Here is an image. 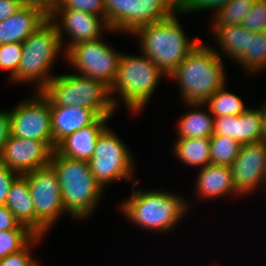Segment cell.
Instances as JSON below:
<instances>
[{"mask_svg":"<svg viewBox=\"0 0 266 266\" xmlns=\"http://www.w3.org/2000/svg\"><path fill=\"white\" fill-rule=\"evenodd\" d=\"M52 10H80L106 20L104 0H60Z\"/></svg>","mask_w":266,"mask_h":266,"instance_id":"30","label":"cell"},{"mask_svg":"<svg viewBox=\"0 0 266 266\" xmlns=\"http://www.w3.org/2000/svg\"><path fill=\"white\" fill-rule=\"evenodd\" d=\"M18 176L19 174L0 163V205H5L10 187Z\"/></svg>","mask_w":266,"mask_h":266,"instance_id":"36","label":"cell"},{"mask_svg":"<svg viewBox=\"0 0 266 266\" xmlns=\"http://www.w3.org/2000/svg\"><path fill=\"white\" fill-rule=\"evenodd\" d=\"M255 0H229L215 12L211 26L239 25L253 7Z\"/></svg>","mask_w":266,"mask_h":266,"instance_id":"28","label":"cell"},{"mask_svg":"<svg viewBox=\"0 0 266 266\" xmlns=\"http://www.w3.org/2000/svg\"><path fill=\"white\" fill-rule=\"evenodd\" d=\"M163 76L165 74L149 57L122 54L115 81L110 88L111 97L119 92L128 110L135 114L151 99Z\"/></svg>","mask_w":266,"mask_h":266,"instance_id":"7","label":"cell"},{"mask_svg":"<svg viewBox=\"0 0 266 266\" xmlns=\"http://www.w3.org/2000/svg\"><path fill=\"white\" fill-rule=\"evenodd\" d=\"M48 18L49 12L43 6L25 3L14 15L0 22V45L23 43Z\"/></svg>","mask_w":266,"mask_h":266,"instance_id":"16","label":"cell"},{"mask_svg":"<svg viewBox=\"0 0 266 266\" xmlns=\"http://www.w3.org/2000/svg\"><path fill=\"white\" fill-rule=\"evenodd\" d=\"M60 0H24L25 3L38 4L43 6L48 12H50Z\"/></svg>","mask_w":266,"mask_h":266,"instance_id":"40","label":"cell"},{"mask_svg":"<svg viewBox=\"0 0 266 266\" xmlns=\"http://www.w3.org/2000/svg\"><path fill=\"white\" fill-rule=\"evenodd\" d=\"M241 146L233 138L212 135L210 137L211 164L231 167L239 154Z\"/></svg>","mask_w":266,"mask_h":266,"instance_id":"27","label":"cell"},{"mask_svg":"<svg viewBox=\"0 0 266 266\" xmlns=\"http://www.w3.org/2000/svg\"><path fill=\"white\" fill-rule=\"evenodd\" d=\"M221 51L225 52L232 60H238L247 50L249 36L252 31L247 30L241 24L228 26H212Z\"/></svg>","mask_w":266,"mask_h":266,"instance_id":"22","label":"cell"},{"mask_svg":"<svg viewBox=\"0 0 266 266\" xmlns=\"http://www.w3.org/2000/svg\"><path fill=\"white\" fill-rule=\"evenodd\" d=\"M237 62L250 73L260 72L266 68V31L252 32V36H249L248 50Z\"/></svg>","mask_w":266,"mask_h":266,"instance_id":"25","label":"cell"},{"mask_svg":"<svg viewBox=\"0 0 266 266\" xmlns=\"http://www.w3.org/2000/svg\"><path fill=\"white\" fill-rule=\"evenodd\" d=\"M56 148L53 142L10 135L0 154V163L19 175L50 165Z\"/></svg>","mask_w":266,"mask_h":266,"instance_id":"13","label":"cell"},{"mask_svg":"<svg viewBox=\"0 0 266 266\" xmlns=\"http://www.w3.org/2000/svg\"><path fill=\"white\" fill-rule=\"evenodd\" d=\"M65 54L71 67L80 75L100 80L111 88L122 55L119 51L112 49L100 38L74 44Z\"/></svg>","mask_w":266,"mask_h":266,"instance_id":"11","label":"cell"},{"mask_svg":"<svg viewBox=\"0 0 266 266\" xmlns=\"http://www.w3.org/2000/svg\"><path fill=\"white\" fill-rule=\"evenodd\" d=\"M176 11L158 23L138 27L132 34L140 39L142 54L149 57L168 77L200 42L189 40Z\"/></svg>","mask_w":266,"mask_h":266,"instance_id":"3","label":"cell"},{"mask_svg":"<svg viewBox=\"0 0 266 266\" xmlns=\"http://www.w3.org/2000/svg\"><path fill=\"white\" fill-rule=\"evenodd\" d=\"M110 31L132 34L138 27L158 23L178 11V0H104Z\"/></svg>","mask_w":266,"mask_h":266,"instance_id":"8","label":"cell"},{"mask_svg":"<svg viewBox=\"0 0 266 266\" xmlns=\"http://www.w3.org/2000/svg\"><path fill=\"white\" fill-rule=\"evenodd\" d=\"M50 165L58 176L65 213L73 219H86L99 204L104 190L92 175L88 161L66 157L54 150Z\"/></svg>","mask_w":266,"mask_h":266,"instance_id":"2","label":"cell"},{"mask_svg":"<svg viewBox=\"0 0 266 266\" xmlns=\"http://www.w3.org/2000/svg\"><path fill=\"white\" fill-rule=\"evenodd\" d=\"M49 18L55 22L62 44L63 33L70 35L71 40L67 43L65 52L79 42L100 39L103 29L111 30L104 18L80 10H51ZM58 18L60 21L55 20Z\"/></svg>","mask_w":266,"mask_h":266,"instance_id":"15","label":"cell"},{"mask_svg":"<svg viewBox=\"0 0 266 266\" xmlns=\"http://www.w3.org/2000/svg\"><path fill=\"white\" fill-rule=\"evenodd\" d=\"M262 107L246 108L236 115L235 140L241 145L261 142Z\"/></svg>","mask_w":266,"mask_h":266,"instance_id":"24","label":"cell"},{"mask_svg":"<svg viewBox=\"0 0 266 266\" xmlns=\"http://www.w3.org/2000/svg\"><path fill=\"white\" fill-rule=\"evenodd\" d=\"M35 205V234L43 236L62 212V194L56 171L51 165L24 174Z\"/></svg>","mask_w":266,"mask_h":266,"instance_id":"9","label":"cell"},{"mask_svg":"<svg viewBox=\"0 0 266 266\" xmlns=\"http://www.w3.org/2000/svg\"><path fill=\"white\" fill-rule=\"evenodd\" d=\"M42 236L36 235L23 249L0 259V266H37L38 261L30 254V247L38 243ZM35 242V243H34Z\"/></svg>","mask_w":266,"mask_h":266,"instance_id":"33","label":"cell"},{"mask_svg":"<svg viewBox=\"0 0 266 266\" xmlns=\"http://www.w3.org/2000/svg\"><path fill=\"white\" fill-rule=\"evenodd\" d=\"M108 119L110 117H99L92 125L68 135L56 146L55 150L66 157L89 161L99 135L107 127Z\"/></svg>","mask_w":266,"mask_h":266,"instance_id":"18","label":"cell"},{"mask_svg":"<svg viewBox=\"0 0 266 266\" xmlns=\"http://www.w3.org/2000/svg\"><path fill=\"white\" fill-rule=\"evenodd\" d=\"M41 92L50 106L85 107L93 109L100 117H112L117 106L109 86L80 74L54 76Z\"/></svg>","mask_w":266,"mask_h":266,"instance_id":"4","label":"cell"},{"mask_svg":"<svg viewBox=\"0 0 266 266\" xmlns=\"http://www.w3.org/2000/svg\"><path fill=\"white\" fill-rule=\"evenodd\" d=\"M24 4V0H0V22L14 15Z\"/></svg>","mask_w":266,"mask_h":266,"instance_id":"38","label":"cell"},{"mask_svg":"<svg viewBox=\"0 0 266 266\" xmlns=\"http://www.w3.org/2000/svg\"><path fill=\"white\" fill-rule=\"evenodd\" d=\"M133 180L132 195L121 205V210L128 220L145 229L156 232L169 231L187 212L189 204L182 196L163 191L134 190L137 185Z\"/></svg>","mask_w":266,"mask_h":266,"instance_id":"5","label":"cell"},{"mask_svg":"<svg viewBox=\"0 0 266 266\" xmlns=\"http://www.w3.org/2000/svg\"><path fill=\"white\" fill-rule=\"evenodd\" d=\"M174 152L187 166H199L201 169L211 164L210 138H178Z\"/></svg>","mask_w":266,"mask_h":266,"instance_id":"23","label":"cell"},{"mask_svg":"<svg viewBox=\"0 0 266 266\" xmlns=\"http://www.w3.org/2000/svg\"><path fill=\"white\" fill-rule=\"evenodd\" d=\"M261 142L266 144V103L262 106V131Z\"/></svg>","mask_w":266,"mask_h":266,"instance_id":"41","label":"cell"},{"mask_svg":"<svg viewBox=\"0 0 266 266\" xmlns=\"http://www.w3.org/2000/svg\"><path fill=\"white\" fill-rule=\"evenodd\" d=\"M5 206L14 214L20 224L35 233V205L29 191L28 180L19 175L12 183Z\"/></svg>","mask_w":266,"mask_h":266,"instance_id":"20","label":"cell"},{"mask_svg":"<svg viewBox=\"0 0 266 266\" xmlns=\"http://www.w3.org/2000/svg\"><path fill=\"white\" fill-rule=\"evenodd\" d=\"M214 117L239 115L246 107L242 99L225 90V86L212 94L205 102Z\"/></svg>","mask_w":266,"mask_h":266,"instance_id":"26","label":"cell"},{"mask_svg":"<svg viewBox=\"0 0 266 266\" xmlns=\"http://www.w3.org/2000/svg\"><path fill=\"white\" fill-rule=\"evenodd\" d=\"M22 57V43L0 45V68L10 70L11 78L16 72Z\"/></svg>","mask_w":266,"mask_h":266,"instance_id":"31","label":"cell"},{"mask_svg":"<svg viewBox=\"0 0 266 266\" xmlns=\"http://www.w3.org/2000/svg\"><path fill=\"white\" fill-rule=\"evenodd\" d=\"M30 230L26 225L20 224L14 214L5 206L0 205V231Z\"/></svg>","mask_w":266,"mask_h":266,"instance_id":"37","label":"cell"},{"mask_svg":"<svg viewBox=\"0 0 266 266\" xmlns=\"http://www.w3.org/2000/svg\"><path fill=\"white\" fill-rule=\"evenodd\" d=\"M193 108L177 124L178 138H210L213 135L214 116L208 111L202 112L198 108L206 105L204 103H188ZM197 108V110H196Z\"/></svg>","mask_w":266,"mask_h":266,"instance_id":"21","label":"cell"},{"mask_svg":"<svg viewBox=\"0 0 266 266\" xmlns=\"http://www.w3.org/2000/svg\"><path fill=\"white\" fill-rule=\"evenodd\" d=\"M53 145L68 135L92 125L100 116L93 110L80 106H50Z\"/></svg>","mask_w":266,"mask_h":266,"instance_id":"17","label":"cell"},{"mask_svg":"<svg viewBox=\"0 0 266 266\" xmlns=\"http://www.w3.org/2000/svg\"><path fill=\"white\" fill-rule=\"evenodd\" d=\"M241 25L252 32L266 31V0H255Z\"/></svg>","mask_w":266,"mask_h":266,"instance_id":"32","label":"cell"},{"mask_svg":"<svg viewBox=\"0 0 266 266\" xmlns=\"http://www.w3.org/2000/svg\"><path fill=\"white\" fill-rule=\"evenodd\" d=\"M36 234L31 230L0 231V259L23 249Z\"/></svg>","mask_w":266,"mask_h":266,"instance_id":"29","label":"cell"},{"mask_svg":"<svg viewBox=\"0 0 266 266\" xmlns=\"http://www.w3.org/2000/svg\"><path fill=\"white\" fill-rule=\"evenodd\" d=\"M229 0H178L179 15L183 13L205 11L207 10H220Z\"/></svg>","mask_w":266,"mask_h":266,"instance_id":"34","label":"cell"},{"mask_svg":"<svg viewBox=\"0 0 266 266\" xmlns=\"http://www.w3.org/2000/svg\"><path fill=\"white\" fill-rule=\"evenodd\" d=\"M9 112L10 135L24 139L53 142L50 101L38 92L26 98Z\"/></svg>","mask_w":266,"mask_h":266,"instance_id":"12","label":"cell"},{"mask_svg":"<svg viewBox=\"0 0 266 266\" xmlns=\"http://www.w3.org/2000/svg\"><path fill=\"white\" fill-rule=\"evenodd\" d=\"M236 115L214 117L213 135H222L235 140Z\"/></svg>","mask_w":266,"mask_h":266,"instance_id":"35","label":"cell"},{"mask_svg":"<svg viewBox=\"0 0 266 266\" xmlns=\"http://www.w3.org/2000/svg\"><path fill=\"white\" fill-rule=\"evenodd\" d=\"M235 190L248 195L259 185L266 186V144H243L231 165ZM262 183V184H261Z\"/></svg>","mask_w":266,"mask_h":266,"instance_id":"14","label":"cell"},{"mask_svg":"<svg viewBox=\"0 0 266 266\" xmlns=\"http://www.w3.org/2000/svg\"><path fill=\"white\" fill-rule=\"evenodd\" d=\"M212 47L199 42L168 76L178 81L187 103H204L226 85L223 60Z\"/></svg>","mask_w":266,"mask_h":266,"instance_id":"1","label":"cell"},{"mask_svg":"<svg viewBox=\"0 0 266 266\" xmlns=\"http://www.w3.org/2000/svg\"><path fill=\"white\" fill-rule=\"evenodd\" d=\"M62 46L57 26L48 18L22 43L19 67L9 80L12 83L38 82L37 92H41L54 77L49 71Z\"/></svg>","mask_w":266,"mask_h":266,"instance_id":"6","label":"cell"},{"mask_svg":"<svg viewBox=\"0 0 266 266\" xmlns=\"http://www.w3.org/2000/svg\"><path fill=\"white\" fill-rule=\"evenodd\" d=\"M10 136L9 112L0 110V154Z\"/></svg>","mask_w":266,"mask_h":266,"instance_id":"39","label":"cell"},{"mask_svg":"<svg viewBox=\"0 0 266 266\" xmlns=\"http://www.w3.org/2000/svg\"><path fill=\"white\" fill-rule=\"evenodd\" d=\"M88 164L92 175L103 188L112 181L131 180L133 176L131 153L125 143L108 127L99 135Z\"/></svg>","mask_w":266,"mask_h":266,"instance_id":"10","label":"cell"},{"mask_svg":"<svg viewBox=\"0 0 266 266\" xmlns=\"http://www.w3.org/2000/svg\"><path fill=\"white\" fill-rule=\"evenodd\" d=\"M197 193L205 198H217L225 194L238 195L235 190L231 167L209 164L201 168L196 181Z\"/></svg>","mask_w":266,"mask_h":266,"instance_id":"19","label":"cell"}]
</instances>
